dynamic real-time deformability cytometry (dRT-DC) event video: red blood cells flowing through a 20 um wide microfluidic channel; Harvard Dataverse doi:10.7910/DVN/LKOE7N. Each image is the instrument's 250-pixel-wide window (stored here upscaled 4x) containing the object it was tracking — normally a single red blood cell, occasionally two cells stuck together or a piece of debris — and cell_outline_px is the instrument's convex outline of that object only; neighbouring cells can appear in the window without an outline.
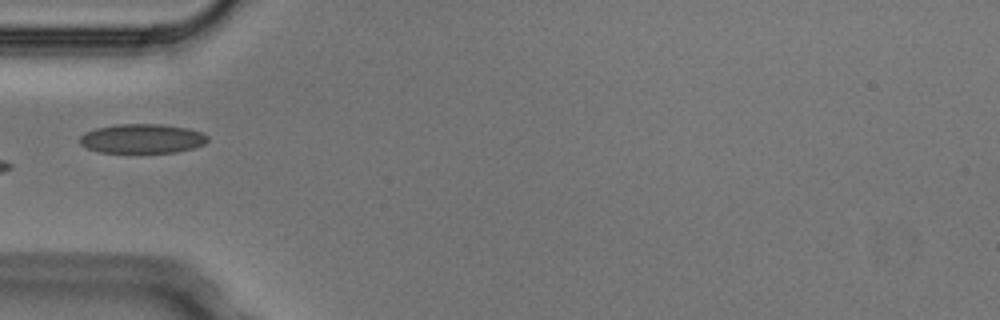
{"species": "Egyptian fruit bat (a non-hibernating species)", "species_latin": "Rousettus aegyptiacus", "temperature_condition": "cold", "stored_images_in_passage": 4, "camera_frame_rate_fps": 3000, "um_per_image_px": 0.085, "animal": {"sex": "male"}, "frame": {"image": 1, "passage_image": 4, "time_ms": 1.0, "image_size_px": [1000, 320], "cell_outline_px": [[208, 140], [204, 144], [192, 148], [176, 152], [100, 152], [88, 148], [80, 144], [80, 136], [84, 132], [96, 128], [116, 124], [160, 124], [188, 128], [200, 132], [208, 136]], "centroid_in_image_um": [12.07, 11.77], "position_along_channel_um": 72.9, "area_um2": 21.73}}